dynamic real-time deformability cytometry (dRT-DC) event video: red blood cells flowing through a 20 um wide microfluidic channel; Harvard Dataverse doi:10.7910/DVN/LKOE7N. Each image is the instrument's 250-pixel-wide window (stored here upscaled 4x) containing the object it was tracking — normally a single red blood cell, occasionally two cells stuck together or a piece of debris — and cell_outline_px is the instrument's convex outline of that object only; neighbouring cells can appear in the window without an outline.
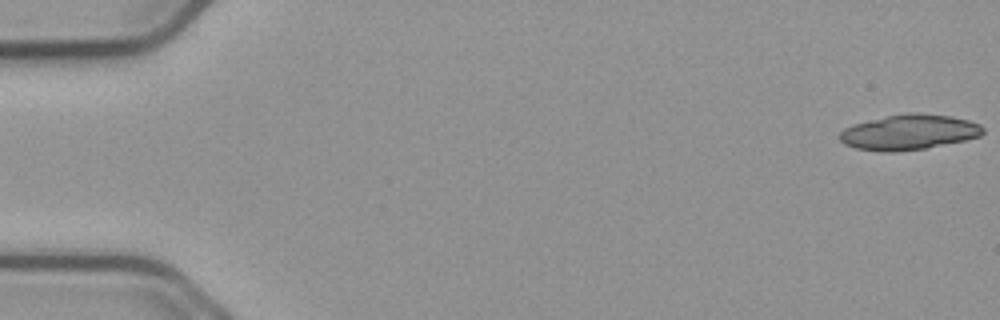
{"species": "common noctule bat (a hibernating species)", "species_latin": "Nyctalus noctula", "temperature_condition": "cold", "stored_images_in_passage": 11, "camera_frame_rate_fps": 3000, "um_per_image_px": 0.085, "animal": {"sex": "male", "body_mass_g": 23.1, "forearm_length_mm": 52.7}, "frame": {"image": 1, "passage_image": 1, "time_ms": 0.0, "image_size_px": [1000, 320], "cell_outline_px": [[984, 132], [980, 136], [964, 140], [924, 148], [896, 152], [880, 152], [856, 148], [844, 144], [840, 140], [840, 132], [844, 128], [852, 124], [888, 116], [908, 112], [920, 112], [952, 116], [968, 120], [980, 124], [984, 128]], "centroid_in_image_um": [77.26, 11.23], "position_along_channel_um": 7.7, "area_um2": 29.48}}